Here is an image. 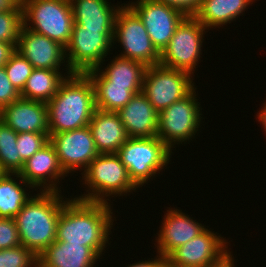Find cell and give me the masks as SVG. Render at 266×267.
Instances as JSON below:
<instances>
[{
	"instance_id": "obj_12",
	"label": "cell",
	"mask_w": 266,
	"mask_h": 267,
	"mask_svg": "<svg viewBox=\"0 0 266 267\" xmlns=\"http://www.w3.org/2000/svg\"><path fill=\"white\" fill-rule=\"evenodd\" d=\"M195 89L185 98L159 112L157 136L171 149L194 138L202 115ZM199 103V104H198Z\"/></svg>"
},
{
	"instance_id": "obj_37",
	"label": "cell",
	"mask_w": 266,
	"mask_h": 267,
	"mask_svg": "<svg viewBox=\"0 0 266 267\" xmlns=\"http://www.w3.org/2000/svg\"><path fill=\"white\" fill-rule=\"evenodd\" d=\"M158 257V258H157ZM127 267H168L167 266V259L166 257H163L162 255H157L156 259L154 260H148V261H139L138 263L136 262L135 264L133 263L130 266L128 265Z\"/></svg>"
},
{
	"instance_id": "obj_34",
	"label": "cell",
	"mask_w": 266,
	"mask_h": 267,
	"mask_svg": "<svg viewBox=\"0 0 266 267\" xmlns=\"http://www.w3.org/2000/svg\"><path fill=\"white\" fill-rule=\"evenodd\" d=\"M20 98V92L7 77L4 67L0 68V110Z\"/></svg>"
},
{
	"instance_id": "obj_10",
	"label": "cell",
	"mask_w": 266,
	"mask_h": 267,
	"mask_svg": "<svg viewBox=\"0 0 266 267\" xmlns=\"http://www.w3.org/2000/svg\"><path fill=\"white\" fill-rule=\"evenodd\" d=\"M205 30L207 29L194 16H186L160 53L159 64L194 75V68L202 54Z\"/></svg>"
},
{
	"instance_id": "obj_39",
	"label": "cell",
	"mask_w": 266,
	"mask_h": 267,
	"mask_svg": "<svg viewBox=\"0 0 266 267\" xmlns=\"http://www.w3.org/2000/svg\"><path fill=\"white\" fill-rule=\"evenodd\" d=\"M263 104V109L261 111H258L259 113L257 115V118L259 119L258 121H261L260 123L263 124L264 131L266 133V102Z\"/></svg>"
},
{
	"instance_id": "obj_26",
	"label": "cell",
	"mask_w": 266,
	"mask_h": 267,
	"mask_svg": "<svg viewBox=\"0 0 266 267\" xmlns=\"http://www.w3.org/2000/svg\"><path fill=\"white\" fill-rule=\"evenodd\" d=\"M60 70L34 69L27 79L20 97L28 100L49 102L67 78ZM63 75V76H62Z\"/></svg>"
},
{
	"instance_id": "obj_27",
	"label": "cell",
	"mask_w": 266,
	"mask_h": 267,
	"mask_svg": "<svg viewBox=\"0 0 266 267\" xmlns=\"http://www.w3.org/2000/svg\"><path fill=\"white\" fill-rule=\"evenodd\" d=\"M11 176L13 173H4L0 177V218L14 219L32 197Z\"/></svg>"
},
{
	"instance_id": "obj_6",
	"label": "cell",
	"mask_w": 266,
	"mask_h": 267,
	"mask_svg": "<svg viewBox=\"0 0 266 267\" xmlns=\"http://www.w3.org/2000/svg\"><path fill=\"white\" fill-rule=\"evenodd\" d=\"M21 6L23 26L68 45L74 24L69 0H21Z\"/></svg>"
},
{
	"instance_id": "obj_13",
	"label": "cell",
	"mask_w": 266,
	"mask_h": 267,
	"mask_svg": "<svg viewBox=\"0 0 266 267\" xmlns=\"http://www.w3.org/2000/svg\"><path fill=\"white\" fill-rule=\"evenodd\" d=\"M128 6L139 16L153 45L160 53L186 17L178 9L157 0H138Z\"/></svg>"
},
{
	"instance_id": "obj_30",
	"label": "cell",
	"mask_w": 266,
	"mask_h": 267,
	"mask_svg": "<svg viewBox=\"0 0 266 267\" xmlns=\"http://www.w3.org/2000/svg\"><path fill=\"white\" fill-rule=\"evenodd\" d=\"M22 25V9L0 12V41L12 43L17 47Z\"/></svg>"
},
{
	"instance_id": "obj_24",
	"label": "cell",
	"mask_w": 266,
	"mask_h": 267,
	"mask_svg": "<svg viewBox=\"0 0 266 267\" xmlns=\"http://www.w3.org/2000/svg\"><path fill=\"white\" fill-rule=\"evenodd\" d=\"M91 79L95 91V106L104 111L117 112L135 95L128 86L112 85L94 68L86 72Z\"/></svg>"
},
{
	"instance_id": "obj_40",
	"label": "cell",
	"mask_w": 266,
	"mask_h": 267,
	"mask_svg": "<svg viewBox=\"0 0 266 267\" xmlns=\"http://www.w3.org/2000/svg\"><path fill=\"white\" fill-rule=\"evenodd\" d=\"M4 174V172L0 169V177Z\"/></svg>"
},
{
	"instance_id": "obj_5",
	"label": "cell",
	"mask_w": 266,
	"mask_h": 267,
	"mask_svg": "<svg viewBox=\"0 0 266 267\" xmlns=\"http://www.w3.org/2000/svg\"><path fill=\"white\" fill-rule=\"evenodd\" d=\"M81 174L85 181L82 184L89 189L88 194L75 197L79 200L108 203V196L126 195L137 188L116 153L98 154Z\"/></svg>"
},
{
	"instance_id": "obj_17",
	"label": "cell",
	"mask_w": 266,
	"mask_h": 267,
	"mask_svg": "<svg viewBox=\"0 0 266 267\" xmlns=\"http://www.w3.org/2000/svg\"><path fill=\"white\" fill-rule=\"evenodd\" d=\"M0 120L17 133H49L47 104L19 98L0 110Z\"/></svg>"
},
{
	"instance_id": "obj_3",
	"label": "cell",
	"mask_w": 266,
	"mask_h": 267,
	"mask_svg": "<svg viewBox=\"0 0 266 267\" xmlns=\"http://www.w3.org/2000/svg\"><path fill=\"white\" fill-rule=\"evenodd\" d=\"M59 193L40 191L14 218L21 245L37 257L56 240L61 209L68 201H64Z\"/></svg>"
},
{
	"instance_id": "obj_16",
	"label": "cell",
	"mask_w": 266,
	"mask_h": 267,
	"mask_svg": "<svg viewBox=\"0 0 266 267\" xmlns=\"http://www.w3.org/2000/svg\"><path fill=\"white\" fill-rule=\"evenodd\" d=\"M16 50L32 64L34 69L59 70L61 63L66 61L64 46L23 25L19 32Z\"/></svg>"
},
{
	"instance_id": "obj_38",
	"label": "cell",
	"mask_w": 266,
	"mask_h": 267,
	"mask_svg": "<svg viewBox=\"0 0 266 267\" xmlns=\"http://www.w3.org/2000/svg\"><path fill=\"white\" fill-rule=\"evenodd\" d=\"M12 9H22L21 0H0V12Z\"/></svg>"
},
{
	"instance_id": "obj_9",
	"label": "cell",
	"mask_w": 266,
	"mask_h": 267,
	"mask_svg": "<svg viewBox=\"0 0 266 267\" xmlns=\"http://www.w3.org/2000/svg\"><path fill=\"white\" fill-rule=\"evenodd\" d=\"M192 82V75L188 72L161 64L148 66L143 79L142 93L159 113L196 89Z\"/></svg>"
},
{
	"instance_id": "obj_36",
	"label": "cell",
	"mask_w": 266,
	"mask_h": 267,
	"mask_svg": "<svg viewBox=\"0 0 266 267\" xmlns=\"http://www.w3.org/2000/svg\"><path fill=\"white\" fill-rule=\"evenodd\" d=\"M15 51L14 44L0 41V68L5 66Z\"/></svg>"
},
{
	"instance_id": "obj_15",
	"label": "cell",
	"mask_w": 266,
	"mask_h": 267,
	"mask_svg": "<svg viewBox=\"0 0 266 267\" xmlns=\"http://www.w3.org/2000/svg\"><path fill=\"white\" fill-rule=\"evenodd\" d=\"M13 175L19 178L21 185L23 183L26 185L25 187L29 186L31 189L38 187L40 191L56 192H59L57 187L59 178L63 179L64 176H67L50 141L24 162V166L19 173H13Z\"/></svg>"
},
{
	"instance_id": "obj_25",
	"label": "cell",
	"mask_w": 266,
	"mask_h": 267,
	"mask_svg": "<svg viewBox=\"0 0 266 267\" xmlns=\"http://www.w3.org/2000/svg\"><path fill=\"white\" fill-rule=\"evenodd\" d=\"M112 60L105 68V71L101 70V67L96 69L107 80L111 81L112 85L128 86L134 94L142 92V84L147 66L141 62L118 55Z\"/></svg>"
},
{
	"instance_id": "obj_7",
	"label": "cell",
	"mask_w": 266,
	"mask_h": 267,
	"mask_svg": "<svg viewBox=\"0 0 266 267\" xmlns=\"http://www.w3.org/2000/svg\"><path fill=\"white\" fill-rule=\"evenodd\" d=\"M114 44V30L86 29L77 23L73 24L71 38L65 47L67 76L73 73L102 67L110 48ZM68 52V53H67ZM104 59V60H103Z\"/></svg>"
},
{
	"instance_id": "obj_1",
	"label": "cell",
	"mask_w": 266,
	"mask_h": 267,
	"mask_svg": "<svg viewBox=\"0 0 266 267\" xmlns=\"http://www.w3.org/2000/svg\"><path fill=\"white\" fill-rule=\"evenodd\" d=\"M111 211L110 203L68 199L61 209L55 241L82 244L100 258L110 240Z\"/></svg>"
},
{
	"instance_id": "obj_32",
	"label": "cell",
	"mask_w": 266,
	"mask_h": 267,
	"mask_svg": "<svg viewBox=\"0 0 266 267\" xmlns=\"http://www.w3.org/2000/svg\"><path fill=\"white\" fill-rule=\"evenodd\" d=\"M49 142V133H18L17 146L18 155L23 162H26L37 151Z\"/></svg>"
},
{
	"instance_id": "obj_14",
	"label": "cell",
	"mask_w": 266,
	"mask_h": 267,
	"mask_svg": "<svg viewBox=\"0 0 266 267\" xmlns=\"http://www.w3.org/2000/svg\"><path fill=\"white\" fill-rule=\"evenodd\" d=\"M49 141L54 146L66 174L76 172L79 168L85 171L99 154L89 126L49 135Z\"/></svg>"
},
{
	"instance_id": "obj_18",
	"label": "cell",
	"mask_w": 266,
	"mask_h": 267,
	"mask_svg": "<svg viewBox=\"0 0 266 267\" xmlns=\"http://www.w3.org/2000/svg\"><path fill=\"white\" fill-rule=\"evenodd\" d=\"M167 210L157 238V254L167 257L177 247L202 233L206 227L178 209Z\"/></svg>"
},
{
	"instance_id": "obj_2",
	"label": "cell",
	"mask_w": 266,
	"mask_h": 267,
	"mask_svg": "<svg viewBox=\"0 0 266 267\" xmlns=\"http://www.w3.org/2000/svg\"><path fill=\"white\" fill-rule=\"evenodd\" d=\"M46 104L49 135L89 126L96 110L93 83L86 73H73Z\"/></svg>"
},
{
	"instance_id": "obj_22",
	"label": "cell",
	"mask_w": 266,
	"mask_h": 267,
	"mask_svg": "<svg viewBox=\"0 0 266 267\" xmlns=\"http://www.w3.org/2000/svg\"><path fill=\"white\" fill-rule=\"evenodd\" d=\"M74 23L92 30H114L120 6L112 7L107 0H69Z\"/></svg>"
},
{
	"instance_id": "obj_28",
	"label": "cell",
	"mask_w": 266,
	"mask_h": 267,
	"mask_svg": "<svg viewBox=\"0 0 266 267\" xmlns=\"http://www.w3.org/2000/svg\"><path fill=\"white\" fill-rule=\"evenodd\" d=\"M18 133L0 120V169L4 173H19L24 162L18 155Z\"/></svg>"
},
{
	"instance_id": "obj_23",
	"label": "cell",
	"mask_w": 266,
	"mask_h": 267,
	"mask_svg": "<svg viewBox=\"0 0 266 267\" xmlns=\"http://www.w3.org/2000/svg\"><path fill=\"white\" fill-rule=\"evenodd\" d=\"M254 0H202L194 17L209 30L238 18Z\"/></svg>"
},
{
	"instance_id": "obj_35",
	"label": "cell",
	"mask_w": 266,
	"mask_h": 267,
	"mask_svg": "<svg viewBox=\"0 0 266 267\" xmlns=\"http://www.w3.org/2000/svg\"><path fill=\"white\" fill-rule=\"evenodd\" d=\"M178 9L186 16H194L200 8L202 0H157Z\"/></svg>"
},
{
	"instance_id": "obj_31",
	"label": "cell",
	"mask_w": 266,
	"mask_h": 267,
	"mask_svg": "<svg viewBox=\"0 0 266 267\" xmlns=\"http://www.w3.org/2000/svg\"><path fill=\"white\" fill-rule=\"evenodd\" d=\"M0 267H38V257L23 245L0 249Z\"/></svg>"
},
{
	"instance_id": "obj_19",
	"label": "cell",
	"mask_w": 266,
	"mask_h": 267,
	"mask_svg": "<svg viewBox=\"0 0 266 267\" xmlns=\"http://www.w3.org/2000/svg\"><path fill=\"white\" fill-rule=\"evenodd\" d=\"M117 114L129 137L157 136L159 113L142 92L135 94Z\"/></svg>"
},
{
	"instance_id": "obj_29",
	"label": "cell",
	"mask_w": 266,
	"mask_h": 267,
	"mask_svg": "<svg viewBox=\"0 0 266 267\" xmlns=\"http://www.w3.org/2000/svg\"><path fill=\"white\" fill-rule=\"evenodd\" d=\"M4 69L13 86L21 93L34 67L16 50L5 64Z\"/></svg>"
},
{
	"instance_id": "obj_11",
	"label": "cell",
	"mask_w": 266,
	"mask_h": 267,
	"mask_svg": "<svg viewBox=\"0 0 266 267\" xmlns=\"http://www.w3.org/2000/svg\"><path fill=\"white\" fill-rule=\"evenodd\" d=\"M116 40L124 49L119 56L141 62L147 67L159 64L160 52L153 45L139 16L127 4L121 5L116 15Z\"/></svg>"
},
{
	"instance_id": "obj_21",
	"label": "cell",
	"mask_w": 266,
	"mask_h": 267,
	"mask_svg": "<svg viewBox=\"0 0 266 267\" xmlns=\"http://www.w3.org/2000/svg\"><path fill=\"white\" fill-rule=\"evenodd\" d=\"M99 257L82 244L54 241L38 256V267H93Z\"/></svg>"
},
{
	"instance_id": "obj_8",
	"label": "cell",
	"mask_w": 266,
	"mask_h": 267,
	"mask_svg": "<svg viewBox=\"0 0 266 267\" xmlns=\"http://www.w3.org/2000/svg\"><path fill=\"white\" fill-rule=\"evenodd\" d=\"M226 240L207 228L167 257L168 267H234Z\"/></svg>"
},
{
	"instance_id": "obj_4",
	"label": "cell",
	"mask_w": 266,
	"mask_h": 267,
	"mask_svg": "<svg viewBox=\"0 0 266 267\" xmlns=\"http://www.w3.org/2000/svg\"><path fill=\"white\" fill-rule=\"evenodd\" d=\"M172 150L158 136L129 137L116 155L126 167L133 184L140 188L166 167Z\"/></svg>"
},
{
	"instance_id": "obj_20",
	"label": "cell",
	"mask_w": 266,
	"mask_h": 267,
	"mask_svg": "<svg viewBox=\"0 0 266 267\" xmlns=\"http://www.w3.org/2000/svg\"><path fill=\"white\" fill-rule=\"evenodd\" d=\"M89 127L99 154L116 153L129 138L117 112L96 108Z\"/></svg>"
},
{
	"instance_id": "obj_33",
	"label": "cell",
	"mask_w": 266,
	"mask_h": 267,
	"mask_svg": "<svg viewBox=\"0 0 266 267\" xmlns=\"http://www.w3.org/2000/svg\"><path fill=\"white\" fill-rule=\"evenodd\" d=\"M21 245L17 225L12 218H0V249Z\"/></svg>"
}]
</instances>
